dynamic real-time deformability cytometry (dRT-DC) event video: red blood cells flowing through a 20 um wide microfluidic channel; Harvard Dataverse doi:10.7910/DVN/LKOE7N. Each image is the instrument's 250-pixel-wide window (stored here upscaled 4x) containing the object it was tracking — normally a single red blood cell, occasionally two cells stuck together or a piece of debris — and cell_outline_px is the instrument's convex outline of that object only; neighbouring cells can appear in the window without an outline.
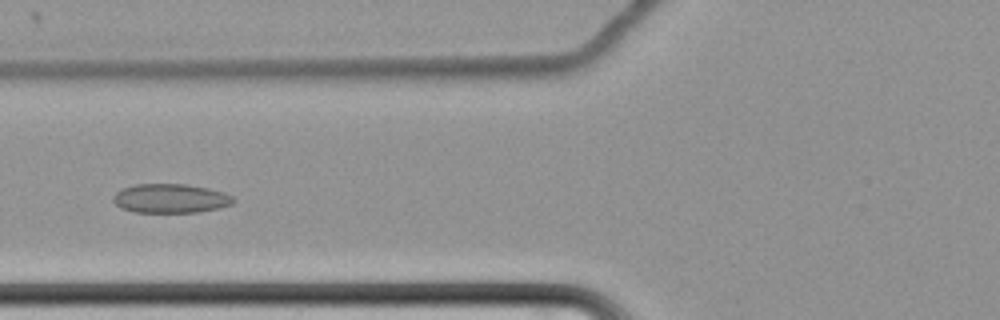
{"species": "common noctule bat (a hibernating species)", "species_latin": "Nyctalus noctula", "temperature_condition": "cold", "stored_images_in_passage": 65, "camera_frame_rate_fps": 3000, "um_per_image_px": 0.085, "animal": {"sex": "female", "body_mass_g": 22.7, "forearm_length_mm": 54.2}, "frame": {"image": 1, "passage_image": 31, "time_ms": 10.0, "image_size_px": [1000, 320], "cell_outline_px": [[236, 200], [232, 204], [220, 208], [196, 212], [132, 212], [120, 208], [112, 200], [112, 196], [116, 192], [132, 184], [184, 184], [208, 188], [224, 192], [232, 196]], "centroid_in_image_um": [14.48, 16.86], "position_along_channel_um": 111.3, "area_um2": 20.52}}
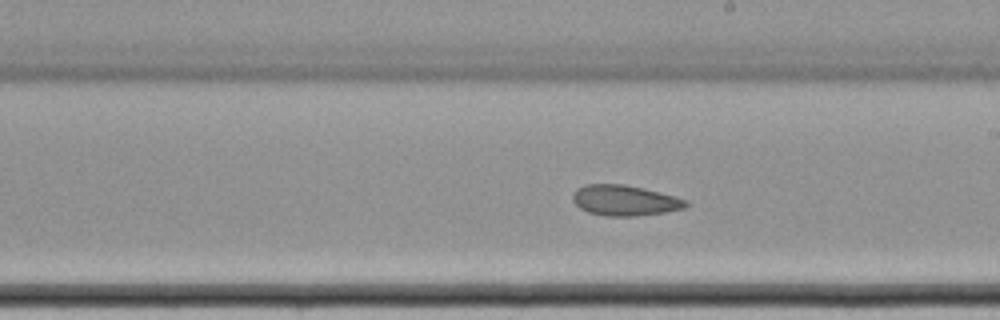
{"frame": {"image": 2, "passage_image": 42, "time_ms": 13.667, "image_size_px": [1000, 320], "cell_outline_px": [[688, 204], [684, 208], [668, 212], [636, 216], [604, 216], [588, 212], [580, 208], [572, 200], [572, 196], [576, 188], [584, 184], [624, 184], [660, 192], [688, 200]], "centroid_in_image_um": [53.09, 17.04], "position_along_channel_um": 235.9, "area_um2": 20.29}}
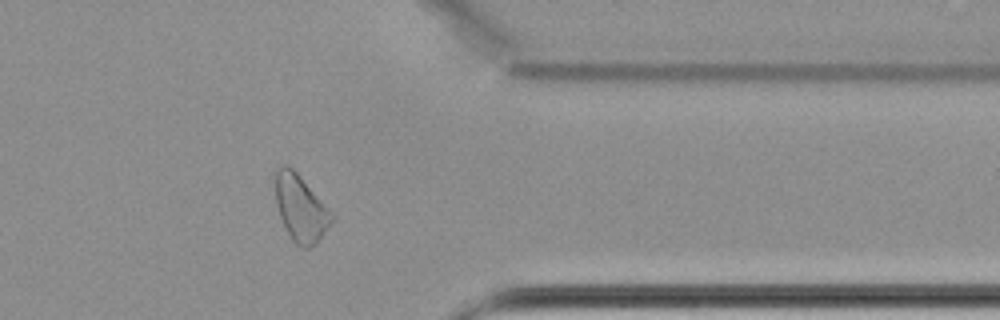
{"frame": {"image": 3, "passage_image": 56, "time_ms": 18.333, "image_size_px": [1000, 320], "cell_outline_px": [[336, 220], [316, 244], [308, 248], [304, 248], [296, 244], [292, 240], [280, 216], [276, 204], [276, 172], [284, 164], [288, 164], [300, 176], [336, 216]], "centroid_in_image_um": [25.61, 17.74], "position_along_channel_um": 385.8, "area_um2": 21.79}}